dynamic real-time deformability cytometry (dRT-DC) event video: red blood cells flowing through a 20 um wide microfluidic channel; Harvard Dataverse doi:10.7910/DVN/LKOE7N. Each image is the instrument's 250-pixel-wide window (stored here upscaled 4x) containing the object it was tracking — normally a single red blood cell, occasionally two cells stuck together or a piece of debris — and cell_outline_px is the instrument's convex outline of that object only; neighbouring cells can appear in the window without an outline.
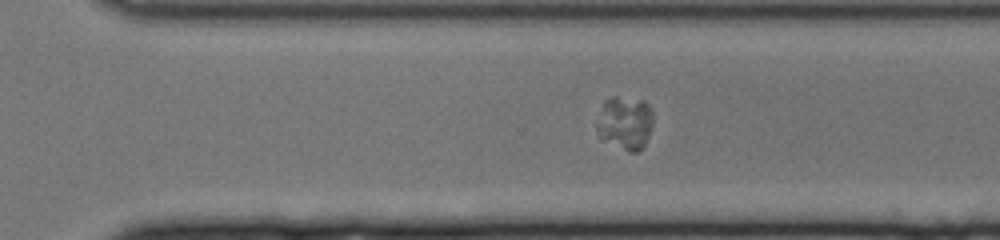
{"species": "human", "species_latin": "Homo sapiens", "temperature_condition": "cold", "stored_images_in_passage": 69, "camera_frame_rate_fps": 3000, "um_per_image_px": 0.085, "donor": {"sex": "female"}, "frame": {"image": 1, "passage_image": 42, "time_ms": 13.667, "image_size_px": [1000, 240], "cell_outline_px": [[652, 124], [644, 148], [636, 152], [632, 152], [600, 140], [596, 132], [596, 124], [604, 100], [612, 96], [616, 96], [644, 100], [652, 108]], "centroid_in_image_um": [53.11, 10.44], "position_along_channel_um": 317.5, "area_um2": 17.86}}
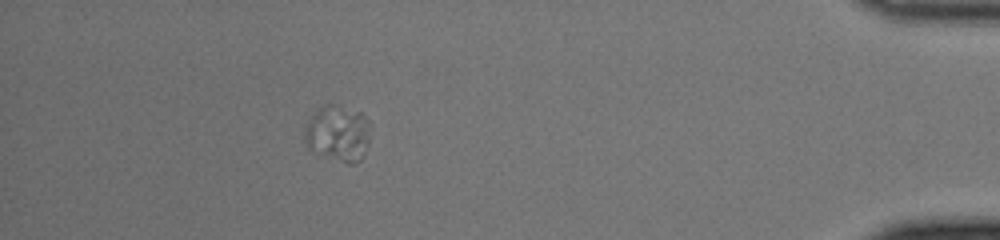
{"frame": {"image": 2, "passage_image": 60, "time_ms": 19.667, "image_size_px": [1000, 240], "cell_outline_px": [[372, 124], [368, 144], [360, 160], [356, 164], [348, 164], [308, 148], [304, 140], [304, 128], [308, 120], [324, 104], [332, 104], [360, 112]], "centroid_in_image_um": [28.75, 11.33], "position_along_channel_um": 406.4, "area_um2": 21.44}}